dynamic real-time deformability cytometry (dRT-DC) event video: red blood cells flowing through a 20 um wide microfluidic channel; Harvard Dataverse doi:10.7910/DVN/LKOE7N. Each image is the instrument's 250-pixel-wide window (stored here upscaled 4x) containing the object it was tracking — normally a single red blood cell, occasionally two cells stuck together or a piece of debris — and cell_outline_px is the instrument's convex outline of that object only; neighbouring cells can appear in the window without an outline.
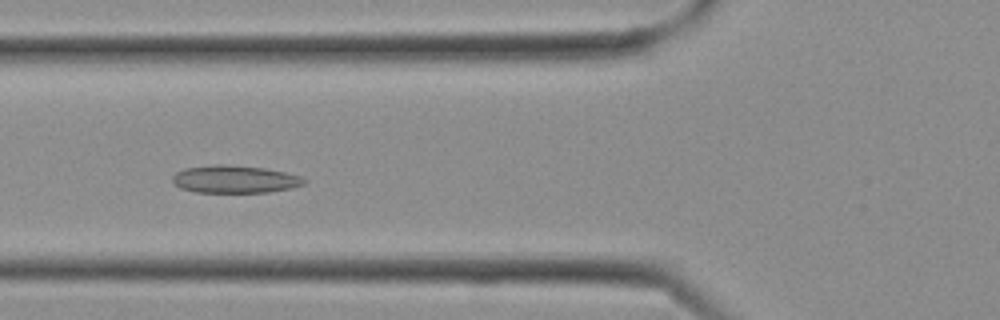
{"species": "Egyptian fruit bat (a non-hibernating species)", "species_latin": "Rousettus aegyptiacus", "temperature_condition": "cold", "stored_images_in_passage": 12, "camera_frame_rate_fps": 3000, "um_per_image_px": 0.085, "frame": {"image": 1, "passage_image": 7, "time_ms": 2.0, "image_size_px": [1000, 320], "cell_outline_px": [[308, 180], [304, 184], [292, 188], [268, 192], [196, 192], [180, 188], [172, 184], [172, 176], [176, 172], [184, 168], [216, 164], [228, 164], [264, 168], [284, 172], [300, 176]], "centroid_in_image_um": [19.93, 15.23], "position_along_channel_um": 105.9, "area_um2": 21.33}}
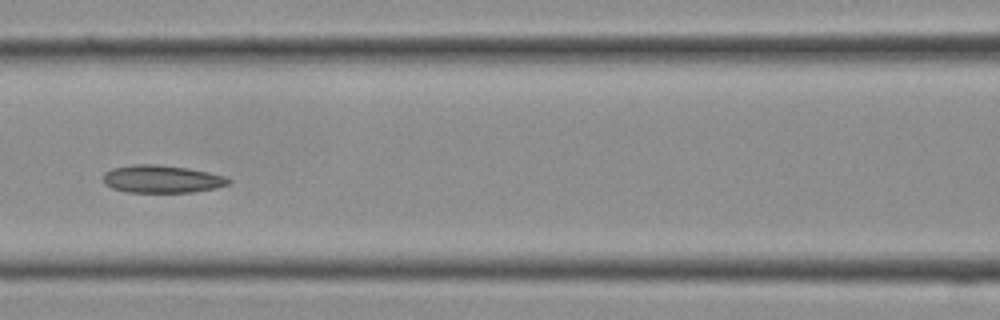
{"frame": {"image": 2, "passage_image": 9, "time_ms": 2.667, "image_size_px": [1000, 320], "cell_outline_px": [[232, 180], [228, 184], [216, 188], [192, 192], [128, 192], [112, 188], [104, 184], [104, 172], [112, 168], [132, 164], [160, 164], [188, 168], [208, 172], [224, 176]], "centroid_in_image_um": [13.74, 15.21], "position_along_channel_um": 152.9, "area_um2": 20.29}}
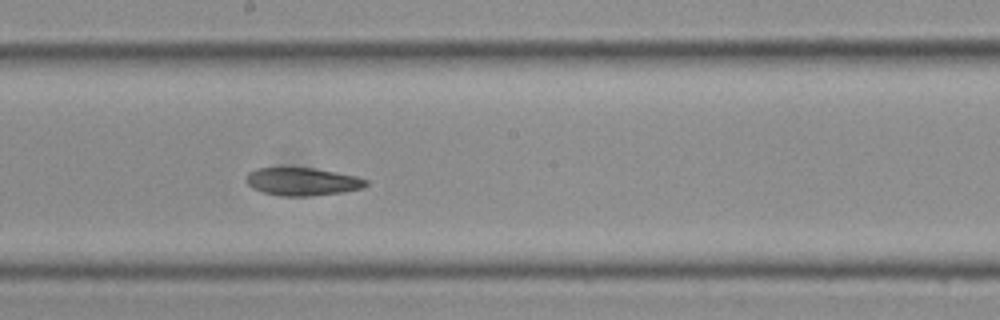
{"frame": {"image": 3, "passage_image": 12, "time_ms": 3.667, "image_size_px": [1000, 320], "cell_outline_px": [[368, 184], [364, 188], [344, 192], [308, 196], [284, 196], [264, 192], [252, 188], [244, 180], [244, 176], [248, 172], [256, 168], [312, 168], [336, 172], [356, 176], [368, 180]], "centroid_in_image_um": [25.69, 15.43], "position_along_channel_um": 222.5, "area_um2": 19.54}}